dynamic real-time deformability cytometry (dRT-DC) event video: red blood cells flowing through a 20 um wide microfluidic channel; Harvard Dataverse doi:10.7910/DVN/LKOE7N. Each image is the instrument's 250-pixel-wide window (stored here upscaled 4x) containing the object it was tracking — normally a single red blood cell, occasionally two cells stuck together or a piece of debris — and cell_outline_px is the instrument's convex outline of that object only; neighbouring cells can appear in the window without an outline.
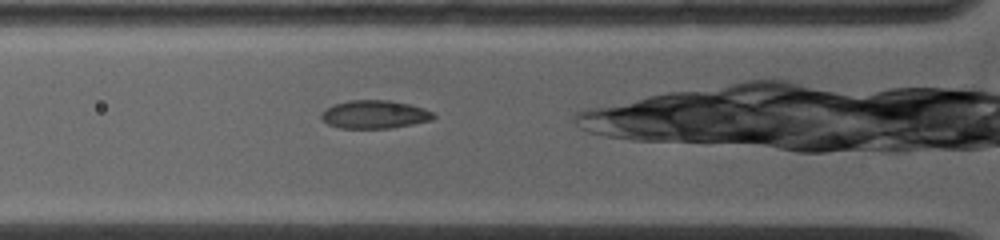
{"species": "common noctule bat (a hibernating species)", "species_latin": "Nyctalus noctula", "temperature_condition": "warm", "stored_images_in_passage": 24, "camera_frame_rate_fps": 5000, "um_per_image_px": 0.085, "animal": {"sex": "female", "body_mass_g": 19.0, "forearm_length_mm": 53.3}, "frame": {"image": 1, "passage_image": 2, "time_ms": 0.6, "image_size_px": [1000, 240], "cell_outline_px": [[436, 116], [432, 120], [392, 128], [340, 128], [328, 124], [320, 116], [320, 112], [336, 104], [348, 100], [388, 100], [408, 104], [424, 108], [432, 112]], "centroid_in_image_um": [31.85, 9.73], "position_along_channel_um": 94.0, "area_um2": 18.32}}
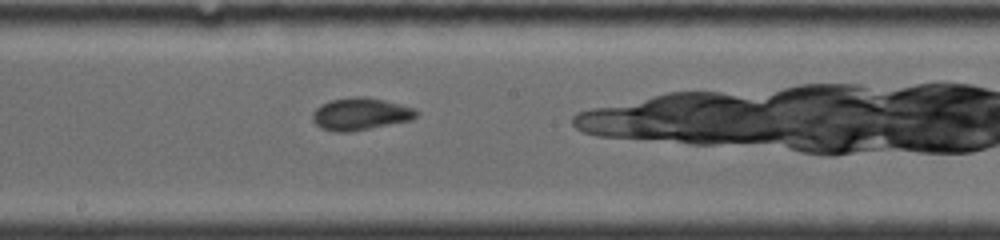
{"frame": {"image": 2, "passage_image": 9, "time_ms": 3.8, "image_size_px": [1000, 240], "cell_outline_px": [[420, 112], [412, 120], [352, 132], [336, 132], [320, 128], [312, 120], [312, 112], [320, 104], [332, 100], [356, 96], [364, 96], [384, 100], [416, 108]], "centroid_in_image_um": [30.64, 9.69], "position_along_channel_um": 217.6, "area_um2": 19.77}}
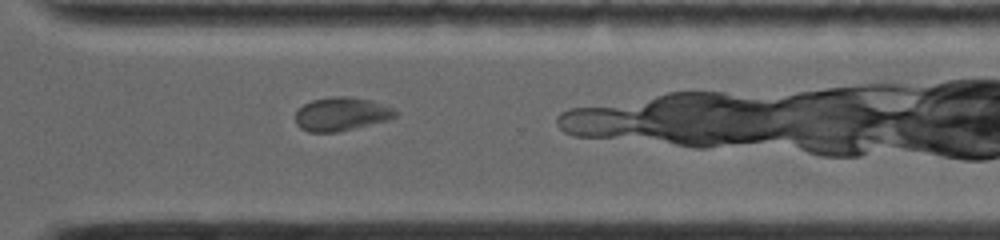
{"frame": {"image": 3, "passage_image": 16, "time_ms": 7.0, "image_size_px": [1000, 240], "cell_outline_px": [[396, 116], [392, 120], [336, 132], [308, 132], [300, 128], [296, 124], [296, 108], [312, 100], [332, 96], [344, 96], [372, 100], [392, 108], [396, 112]], "centroid_in_image_um": [29.0, 9.7], "position_along_channel_um": 341.6, "area_um2": 19.71}}